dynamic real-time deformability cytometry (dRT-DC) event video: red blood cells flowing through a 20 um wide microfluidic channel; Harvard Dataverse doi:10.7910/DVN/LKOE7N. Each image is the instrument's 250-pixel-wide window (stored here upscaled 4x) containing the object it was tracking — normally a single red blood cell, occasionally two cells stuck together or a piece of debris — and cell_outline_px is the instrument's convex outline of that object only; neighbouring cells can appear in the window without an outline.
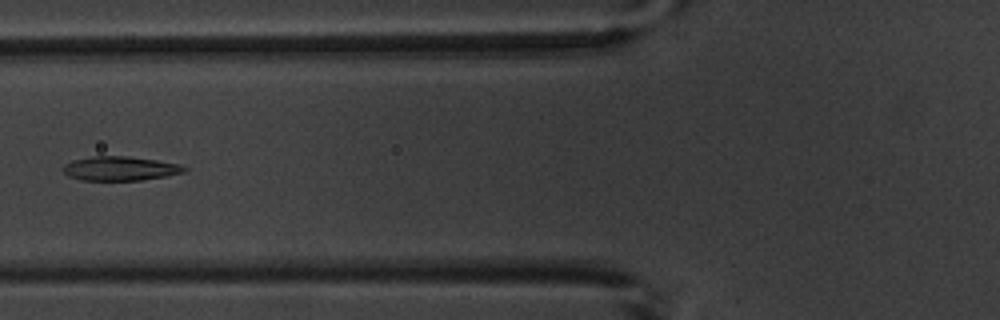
{"species": "common noctule bat (a hibernating species)", "species_latin": "Nyctalus noctula", "temperature_condition": "warm", "stored_images_in_passage": 6, "camera_frame_rate_fps": 3000, "um_per_image_px": 0.085, "animal": {"sex": "male", "body_mass_g": 20.1, "forearm_length_mm": 53.5}, "frame": {"image": 1, "passage_image": 6, "time_ms": 5.667, "image_size_px": [1000, 320], "cell_outline_px": [[188, 168], [184, 172], [164, 176], [140, 180], [80, 180], [68, 176], [60, 168], [64, 164], [72, 160], [92, 156], [128, 156], [156, 160], [180, 164]], "centroid_in_image_um": [10.16, 14.31], "position_along_channel_um": 115.6, "area_um2": 17.11}}